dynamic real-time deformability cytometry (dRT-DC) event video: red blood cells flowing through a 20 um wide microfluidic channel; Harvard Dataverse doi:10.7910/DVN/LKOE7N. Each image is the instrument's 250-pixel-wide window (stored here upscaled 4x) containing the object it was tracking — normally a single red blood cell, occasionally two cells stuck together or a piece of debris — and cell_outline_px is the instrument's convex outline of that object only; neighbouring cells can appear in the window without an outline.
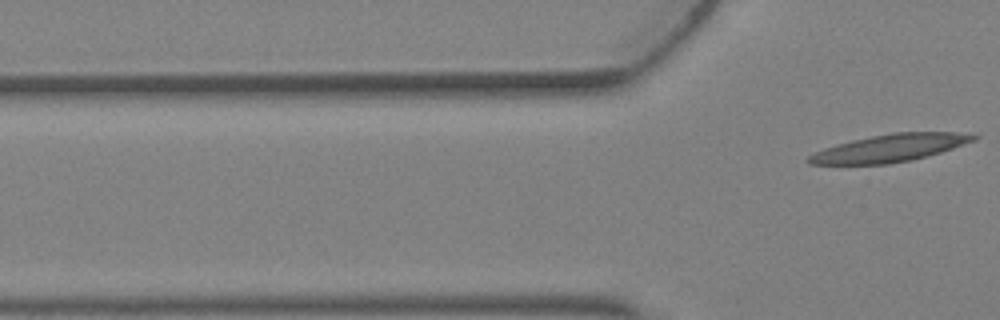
{"species": "Egyptian fruit bat (a non-hibernating species)", "species_latin": "Rousettus aegyptiacus", "temperature_condition": "warm", "stored_images_in_passage": 6, "camera_frame_rate_fps": 3000, "um_per_image_px": 0.085, "animal": {"sex": "female"}, "frame": {"image": 1, "passage_image": 6, "time_ms": 1.667, "image_size_px": [1000, 320], "cell_outline_px": [[980, 136], [976, 140], [940, 152], [912, 160], [888, 164], [808, 164], [804, 160], [808, 156], [824, 148], [836, 144], [852, 140], [892, 132], [956, 132]], "centroid_in_image_um": [75.61, 12.58], "position_along_channel_um": 50.2, "area_um2": 26.3}}